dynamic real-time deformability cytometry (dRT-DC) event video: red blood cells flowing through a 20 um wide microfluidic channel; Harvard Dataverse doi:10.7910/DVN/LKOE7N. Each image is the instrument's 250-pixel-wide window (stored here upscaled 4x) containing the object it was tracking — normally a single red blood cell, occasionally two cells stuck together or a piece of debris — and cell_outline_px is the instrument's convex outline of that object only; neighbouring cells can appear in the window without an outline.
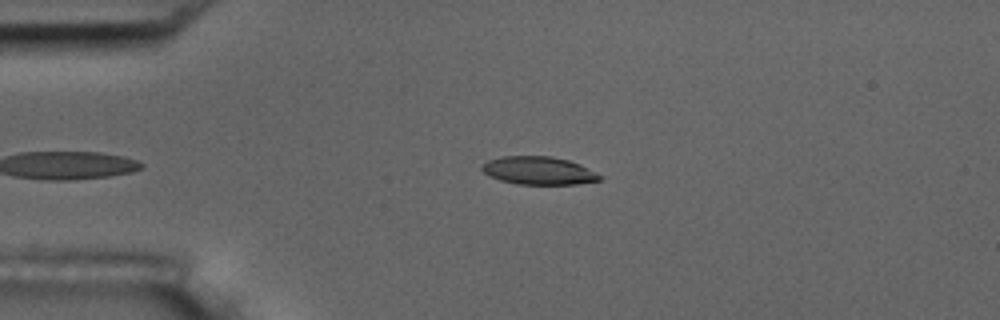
{"species": "common noctule bat (a hibernating species)", "species_latin": "Nyctalus noctula", "temperature_condition": "room temperature", "stored_images_in_passage": 38, "camera_frame_rate_fps": 3000, "um_per_image_px": 0.085, "animal": {"sex": "male", "body_mass_g": 17.5, "forearm_length_mm": 52.3}, "frame": {"image": 1, "passage_image": 4, "time_ms": 1.0, "image_size_px": [1000, 320], "cell_outline_px": [[604, 176], [600, 180], [576, 184], [520, 184], [500, 180], [488, 176], [480, 168], [488, 160], [504, 156], [552, 156], [568, 160], [580, 164]], "centroid_in_image_um": [45.8, 14.5], "position_along_channel_um": 39.2, "area_um2": 19.19}}
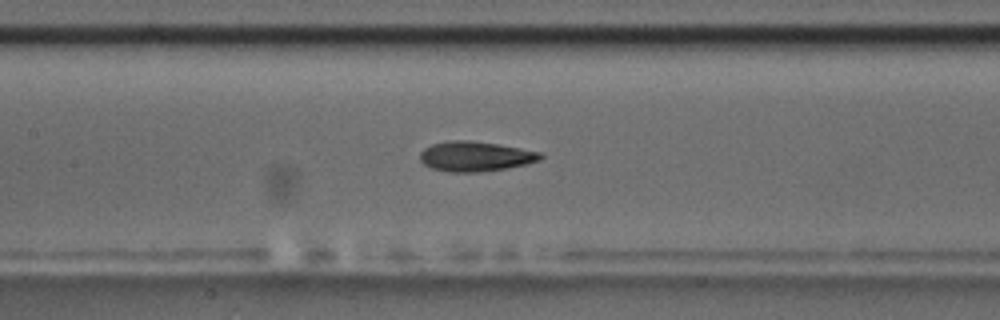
{"frame": {"image": 2, "passage_image": 17, "time_ms": 5.333, "image_size_px": [1000, 320], "cell_outline_px": [[544, 156], [540, 160], [508, 168], [480, 172], [448, 172], [432, 168], [424, 164], [420, 160], [420, 152], [424, 148], [432, 144], [448, 140], [472, 140], [520, 148], [540, 152]], "centroid_in_image_um": [40.38, 13.29], "position_along_channel_um": 167.0, "area_um2": 21.04}}
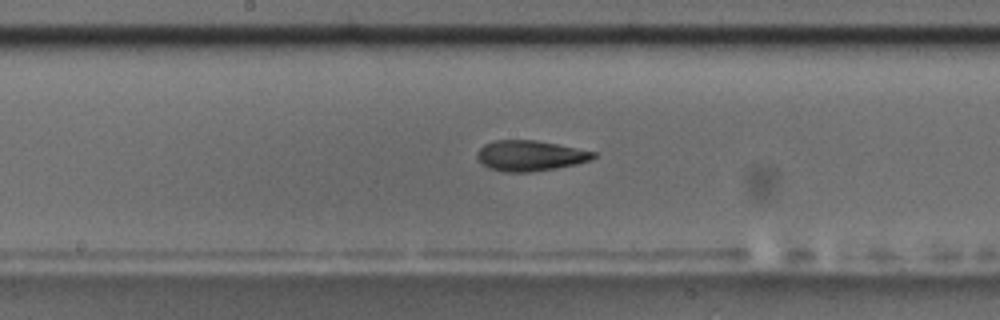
{"frame": {"image": 3, "passage_image": 20, "time_ms": 6.333, "image_size_px": [1000, 320], "cell_outline_px": [[596, 156], [592, 160], [576, 164], [556, 168], [532, 172], [504, 172], [488, 168], [476, 156], [476, 152], [484, 144], [492, 140], [536, 140], [596, 152]], "centroid_in_image_um": [45.05, 13.23], "position_along_channel_um": 203.2, "area_um2": 20.69}, "authors_computed_cell_mechanics": {"area_um2": 20.3745, "velocity_mm_per_s": 3.639, "shape_relaxation_time_tau1_ms": 3.8061, "shape_relaxation_time_tau2_ms": 2.3665, "deformation_change_tau1": 0.1544, "deformation_change_tau2": 0.0994}}